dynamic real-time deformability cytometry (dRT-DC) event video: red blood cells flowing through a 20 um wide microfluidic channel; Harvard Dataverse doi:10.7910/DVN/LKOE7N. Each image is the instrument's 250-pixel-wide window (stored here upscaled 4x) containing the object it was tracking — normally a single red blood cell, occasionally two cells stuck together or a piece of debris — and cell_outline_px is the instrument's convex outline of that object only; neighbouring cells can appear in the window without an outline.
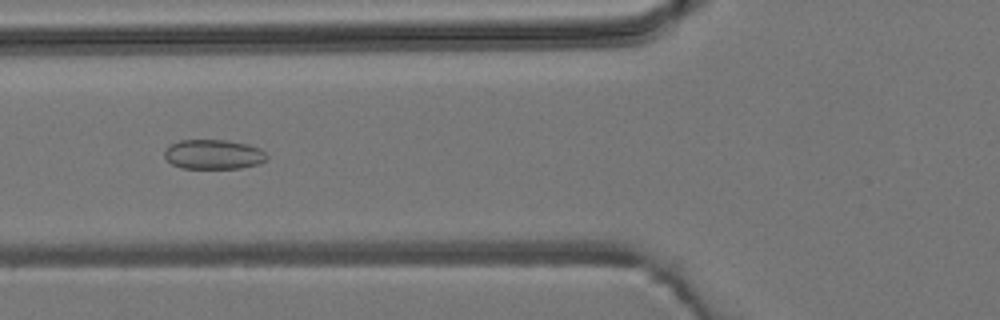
{"species": "common noctule bat (a hibernating species)", "species_latin": "Nyctalus noctula", "temperature_condition": "room temperature", "stored_images_in_passage": 6, "camera_frame_rate_fps": 3000, "um_per_image_px": 0.085, "animal": {"sex": "male", "body_mass_g": 19.2, "forearm_length_mm": 51.8}, "frame": {"image": 1, "passage_image": 5, "time_ms": 5.333, "image_size_px": [1000, 320], "cell_outline_px": [[268, 160], [260, 164], [240, 168], [180, 168], [172, 164], [164, 156], [164, 152], [172, 144], [180, 140], [228, 140], [248, 144], [260, 148], [268, 156]], "centroid_in_image_um": [18.2, 13.12], "position_along_channel_um": 107.6, "area_um2": 17.74}}
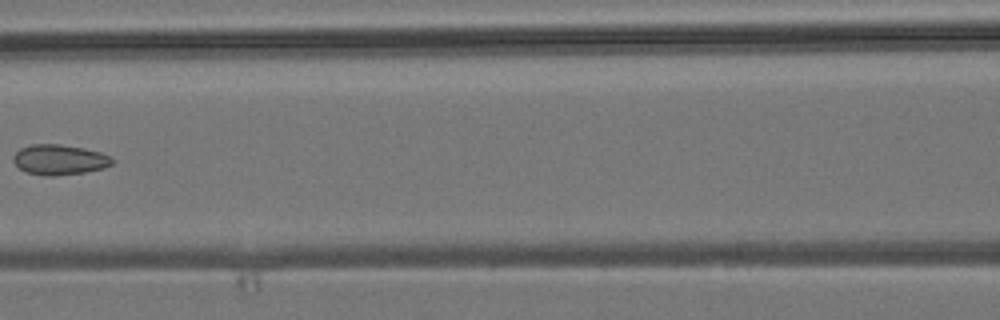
{"frame": {"image": 2, "passage_image": 6, "time_ms": 6.667, "image_size_px": [1000, 320], "cell_outline_px": [[116, 160], [112, 164], [104, 168], [84, 172], [52, 176], [44, 176], [28, 172], [20, 168], [12, 160], [12, 156], [20, 148], [32, 144], [60, 144], [84, 148], [100, 152], [112, 156]], "centroid_in_image_um": [5.08, 13.56], "position_along_channel_um": 161.5, "area_um2": 17.51}}